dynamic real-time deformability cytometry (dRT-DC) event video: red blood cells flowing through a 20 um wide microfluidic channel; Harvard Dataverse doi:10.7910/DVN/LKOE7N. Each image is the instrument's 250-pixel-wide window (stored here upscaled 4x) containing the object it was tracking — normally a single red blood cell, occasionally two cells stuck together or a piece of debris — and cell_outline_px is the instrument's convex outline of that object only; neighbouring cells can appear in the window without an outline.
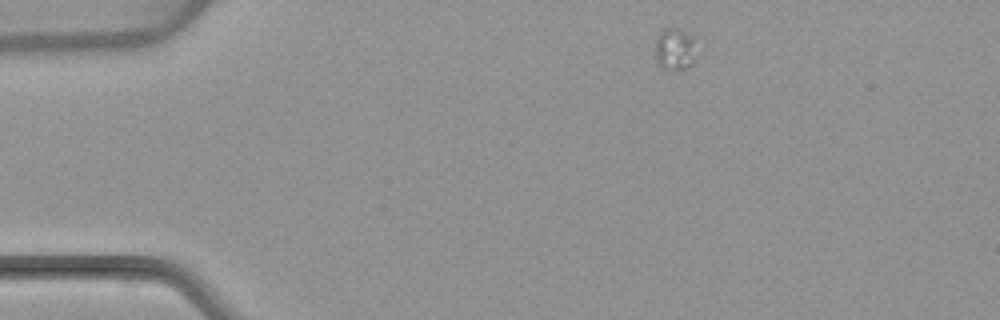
{"species": "common noctule bat (a hibernating species)", "species_latin": "Nyctalus noctula", "temperature_condition": "warm", "stored_images_in_passage": 11, "camera_frame_rate_fps": 3000, "um_per_image_px": 0.085, "animal": {"sex": "female", "body_mass_g": 22.7, "forearm_length_mm": 54.2}, "frame": {"image": 1, "passage_image": 1, "time_ms": 0.0, "image_size_px": [1000, 320], "cell_outline_px": [[704, 48], [692, 64], [676, 72], [664, 72], [656, 64], [656, 36], [664, 28], [676, 28], [692, 36]], "centroid_in_image_um": [57.46, 4.24], "position_along_channel_um": 27.5, "area_um2": 11.27}}